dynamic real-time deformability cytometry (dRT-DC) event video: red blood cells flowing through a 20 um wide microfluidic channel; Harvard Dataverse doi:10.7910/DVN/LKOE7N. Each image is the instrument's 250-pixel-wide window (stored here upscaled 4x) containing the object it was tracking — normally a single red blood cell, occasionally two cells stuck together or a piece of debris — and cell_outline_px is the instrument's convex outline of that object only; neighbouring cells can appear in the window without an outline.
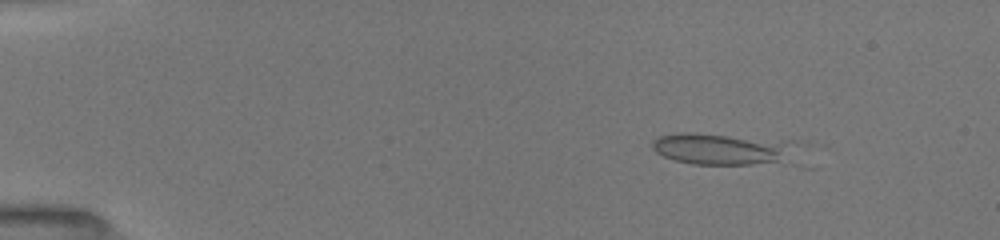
{"species": "common noctule bat (a hibernating species)", "species_latin": "Nyctalus noctula", "temperature_condition": "room temperature", "stored_images_in_passage": 12, "camera_frame_rate_fps": 3000, "um_per_image_px": 0.085, "animal": {"sex": "female", "body_mass_g": 19.5, "forearm_length_mm": 54.1}, "frame": {"image": 1, "passage_image": 4, "time_ms": 1.0, "image_size_px": [1000, 240], "cell_outline_px": [[788, 140], [776, 160], [752, 164], [692, 164], [676, 160], [664, 156], [656, 152], [652, 148], [652, 140], [660, 136], [676, 132], [692, 132]], "centroid_in_image_um": [60.99, 12.62], "position_along_channel_um": 24.0, "area_um2": 24.8}}